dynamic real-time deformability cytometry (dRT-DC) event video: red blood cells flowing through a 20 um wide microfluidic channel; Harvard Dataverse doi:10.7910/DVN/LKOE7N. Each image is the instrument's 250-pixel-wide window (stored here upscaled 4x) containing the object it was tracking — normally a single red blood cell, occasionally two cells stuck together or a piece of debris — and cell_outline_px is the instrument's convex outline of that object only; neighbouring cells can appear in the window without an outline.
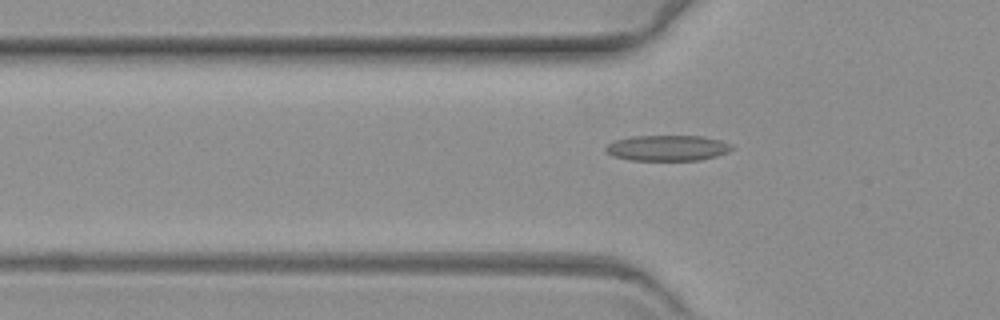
{"species": "common noctule bat (a hibernating species)", "species_latin": "Nyctalus noctula", "temperature_condition": "warm", "stored_images_in_passage": 43, "camera_frame_rate_fps": 3000, "um_per_image_px": 0.085, "animal": {"sex": "female", "body_mass_g": 19.3, "forearm_length_mm": 54.1}, "frame": {"image": 1, "passage_image": 4, "time_ms": 1.0, "image_size_px": [1000, 320], "cell_outline_px": [[732, 148], [728, 152], [716, 156], [700, 160], [632, 160], [612, 156], [604, 148], [612, 140], [628, 136], [700, 136], [720, 140], [732, 144]], "centroid_in_image_um": [56.7, 12.57], "position_along_channel_um": 69.1, "area_um2": 18.9}}
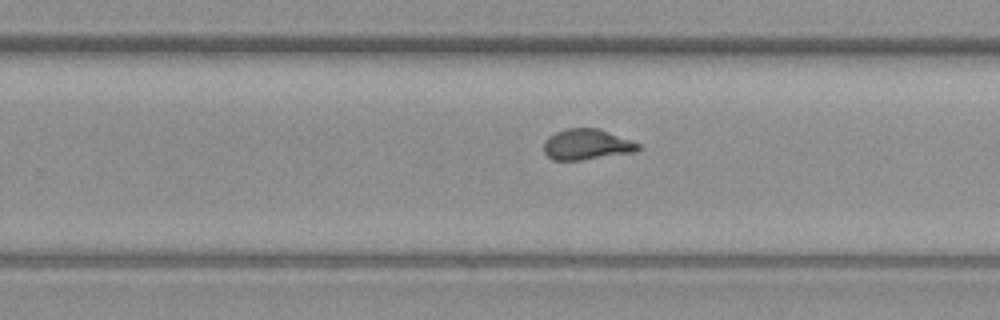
{"frame": {"image": 2, "passage_image": 22, "time_ms": 7.0, "image_size_px": [1000, 320], "cell_outline_px": [[644, 148], [636, 152], [580, 160], [552, 160], [544, 152], [544, 140], [548, 136], [564, 128], [600, 128], [640, 144]], "centroid_in_image_um": [49.89, 12.27], "position_along_channel_um": 279.9, "area_um2": 17.11}}
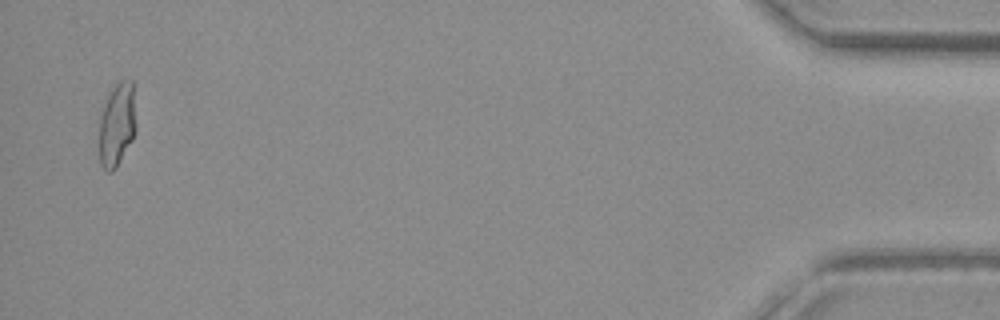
{"frame": {"image": 3, "passage_image": 42, "time_ms": 13.667, "image_size_px": [1000, 320], "cell_outline_px": [[136, 132], [132, 140], [116, 168], [112, 172], [108, 172], [100, 164], [96, 144], [100, 116], [104, 100], [112, 88], [120, 80], [132, 80], [136, 124]], "centroid_in_image_um": [9.89, 10.63], "position_along_channel_um": 425.3, "area_um2": 18.73}}